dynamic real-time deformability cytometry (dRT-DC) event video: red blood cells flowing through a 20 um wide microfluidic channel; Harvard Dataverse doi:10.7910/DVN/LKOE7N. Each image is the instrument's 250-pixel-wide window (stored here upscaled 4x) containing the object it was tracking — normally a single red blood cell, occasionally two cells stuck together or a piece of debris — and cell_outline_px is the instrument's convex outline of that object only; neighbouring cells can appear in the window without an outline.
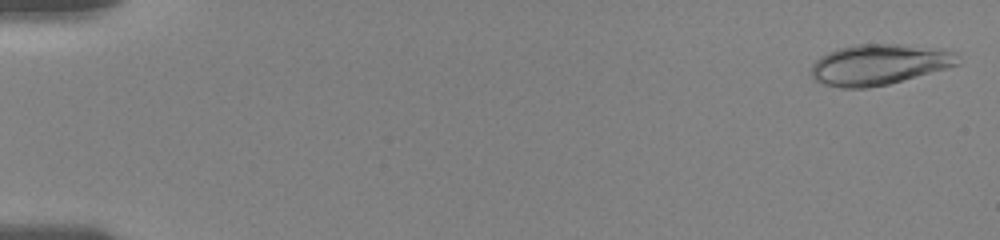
{"species": "human", "species_latin": "Homo sapiens", "temperature_condition": "room temperature", "stored_images_in_passage": 43, "camera_frame_rate_fps": 3000, "um_per_image_px": 0.085, "donor": {"sex": "female"}, "frame": {"image": 1, "passage_image": 2, "time_ms": 0.333, "image_size_px": [1000, 240], "cell_outline_px": [[960, 64], [948, 68], [888, 84], [868, 88], [840, 88], [824, 84], [812, 80], [812, 64], [820, 56], [836, 48], [856, 44], [896, 44], [940, 48], [956, 52]], "centroid_in_image_um": [74.71, 5.48], "position_along_channel_um": 10.3, "area_um2": 35.03}}
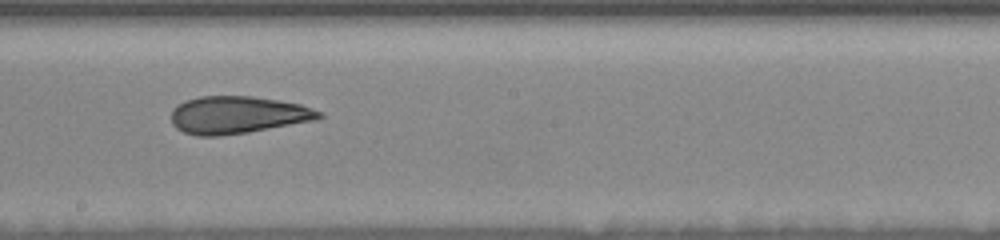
{"frame": {"image": 2, "passage_image": 20, "time_ms": 10.333, "image_size_px": [1000, 240], "cell_outline_px": [[324, 116], [316, 120], [248, 132], [220, 136], [196, 136], [184, 132], [176, 128], [172, 124], [172, 108], [176, 104], [184, 100], [200, 96], [252, 96], [280, 100], [300, 104], [324, 112]], "centroid_in_image_um": [20.19, 9.76], "position_along_channel_um": 228.0, "area_um2": 32.54}}
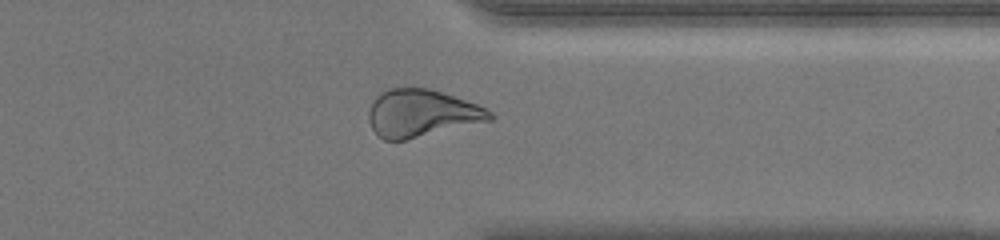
{"frame": {"image": 3, "passage_image": 32, "time_ms": 14.333, "image_size_px": [1000, 240], "cell_outline_px": [[496, 116], [492, 120], [404, 140], [384, 140], [372, 128], [368, 116], [368, 112], [376, 96], [388, 88], [428, 88], [476, 104], [492, 112]], "centroid_in_image_um": [35.83, 9.63], "position_along_channel_um": 375.6, "area_um2": 32.95}, "authors_computed_cell_mechanics": {"area_um2": 32.946, "velocity_mm_per_s": 3.7212, "shape_relaxation_time_tau1_ms": null, "shape_relaxation_time_tau2_ms": 2.5278, "deformation_change_tau1": null, "deformation_change_tau2": 0.1049}}